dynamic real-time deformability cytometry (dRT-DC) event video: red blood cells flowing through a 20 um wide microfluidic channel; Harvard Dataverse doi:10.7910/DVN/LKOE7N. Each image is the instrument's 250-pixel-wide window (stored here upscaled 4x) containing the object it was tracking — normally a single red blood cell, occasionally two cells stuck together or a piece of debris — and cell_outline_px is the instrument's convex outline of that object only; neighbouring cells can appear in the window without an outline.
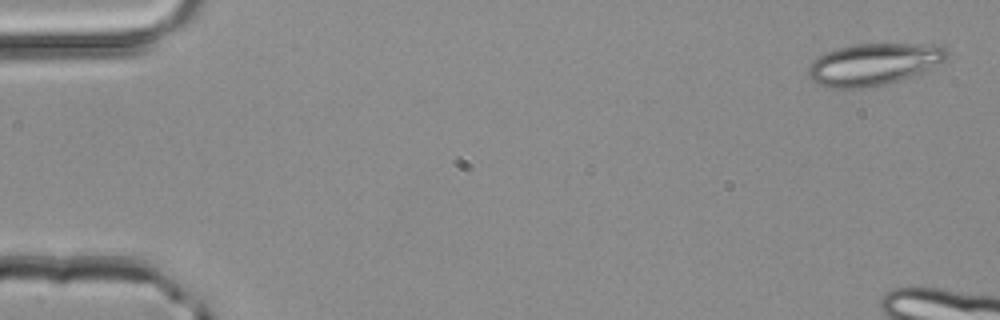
{"species": "common noctule bat (a hibernating species)", "species_latin": "Nyctalus noctula", "temperature_condition": "room temperature", "stored_images_in_passage": 3, "camera_frame_rate_fps": 3000, "um_per_image_px": 0.085, "animal": {"sex": "male", "body_mass_g": 20.4}, "frame": {"image": 1, "passage_image": 1, "time_ms": 0.0, "image_size_px": [1000, 320], "cell_outline_px": [[948, 56], [944, 60], [920, 72], [900, 80], [884, 84], [864, 88], [832, 88], [816, 84], [808, 76], [808, 68], [812, 60], [816, 56], [824, 52], [856, 44], [940, 44], [948, 48]], "centroid_in_image_um": [74.22, 5.45], "position_along_channel_um": 10.8, "area_um2": 33.81}}